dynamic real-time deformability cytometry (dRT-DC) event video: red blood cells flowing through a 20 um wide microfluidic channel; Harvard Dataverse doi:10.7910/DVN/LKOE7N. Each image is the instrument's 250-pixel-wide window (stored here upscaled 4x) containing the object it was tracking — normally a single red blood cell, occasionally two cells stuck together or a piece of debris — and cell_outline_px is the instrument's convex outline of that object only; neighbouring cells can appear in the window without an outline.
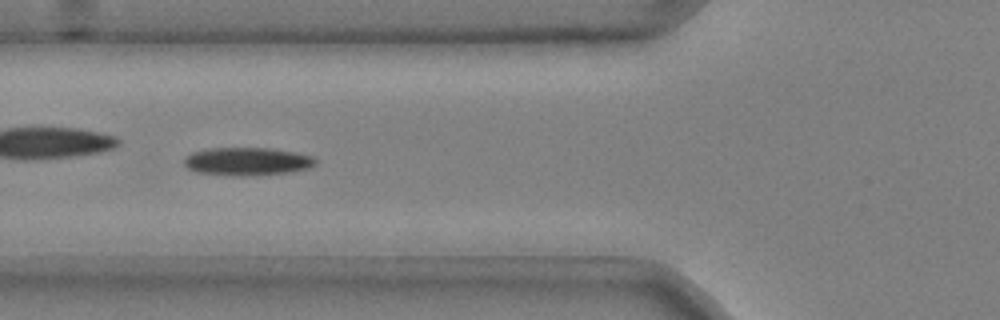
{"species": "common noctule bat (a hibernating species)", "species_latin": "Nyctalus noctula", "temperature_condition": "cold", "stored_images_in_passage": 41, "camera_frame_rate_fps": 3000, "um_per_image_px": 0.085, "animal": {"sex": "male", "body_mass_g": 20.4}, "frame": {"image": 1, "passage_image": 9, "time_ms": 2.667, "image_size_px": [1000, 320], "cell_outline_px": [[316, 164], [308, 168], [288, 172], [240, 176], [232, 176], [196, 172], [188, 168], [184, 164], [184, 156], [192, 152], [212, 148], [268, 148], [296, 152], [312, 156], [316, 160]], "centroid_in_image_um": [20.98, 13.72], "position_along_channel_um": 104.8, "area_um2": 21.39}}
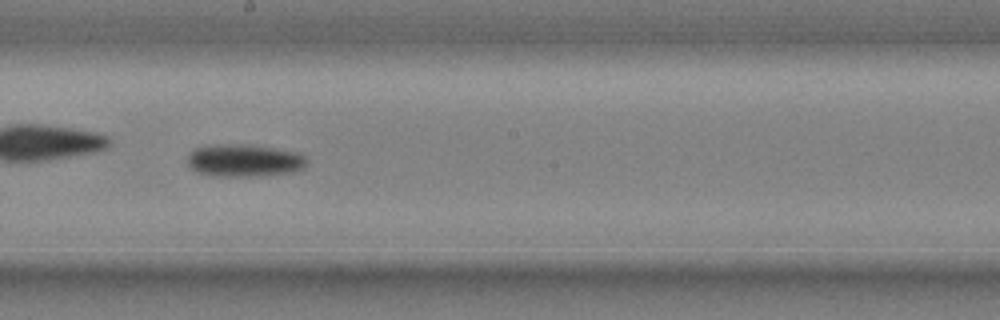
{"frame": {"image": 2, "passage_image": 19, "time_ms": 6.0, "image_size_px": [1000, 320], "cell_outline_px": [[308, 164], [304, 168], [296, 172], [260, 176], [212, 176], [196, 172], [188, 164], [188, 156], [196, 148], [216, 144], [244, 144], [300, 152], [308, 160]], "centroid_in_image_um": [20.82, 13.65], "position_along_channel_um": 227.4, "area_um2": 22.83}}
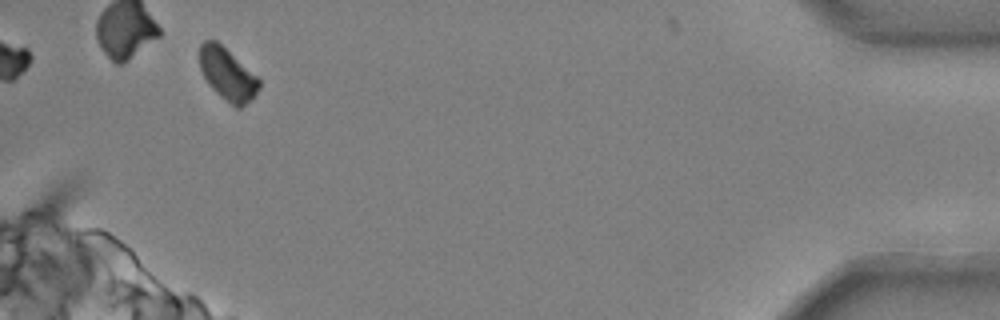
{"frame": {"image": 3, "passage_image": 39, "time_ms": 12.667, "image_size_px": [1000, 320], "cell_outline_px": [[260, 88], [240, 108], [236, 108], [220, 96], [208, 84], [200, 68], [200, 44], [204, 40], [216, 40], [256, 76], [260, 80]], "centroid_in_image_um": [19.3, 6.3], "position_along_channel_um": 415.9, "area_um2": 17.57}, "authors_computed_cell_mechanics": {"area_um2": 21.3282, "velocity_mm_per_s": 3.681, "shape_relaxation_time_tau1_ms": 4.6959, "shape_relaxation_time_tau2_ms": 8.8142, "deformation_change_tau1": 0.1308, "deformation_change_tau2": 0.1045}}